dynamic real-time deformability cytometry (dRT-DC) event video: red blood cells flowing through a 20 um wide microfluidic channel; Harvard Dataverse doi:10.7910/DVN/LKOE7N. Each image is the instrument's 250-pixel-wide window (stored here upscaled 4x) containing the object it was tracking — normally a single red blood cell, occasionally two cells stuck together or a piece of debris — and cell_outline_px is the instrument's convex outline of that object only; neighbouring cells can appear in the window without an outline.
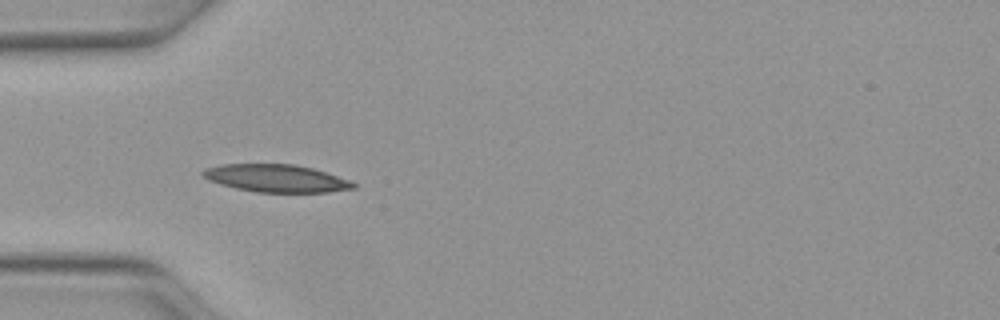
{"species": "Egyptian fruit bat (a non-hibernating species)", "species_latin": "Rousettus aegyptiacus", "temperature_condition": "warm", "stored_images_in_passage": 19, "camera_frame_rate_fps": 3000, "um_per_image_px": 0.085, "animal": {"sex": "female"}, "frame": {"image": 1, "passage_image": 4, "time_ms": 1.0, "image_size_px": [1000, 320], "cell_outline_px": [[356, 188], [328, 192], [256, 192], [236, 188], [220, 184], [208, 180], [200, 172], [204, 168], [220, 164], [296, 164], [312, 168], [348, 180], [356, 184]], "centroid_in_image_um": [23.43, 15.15], "position_along_channel_um": 61.6, "area_um2": 24.1}}